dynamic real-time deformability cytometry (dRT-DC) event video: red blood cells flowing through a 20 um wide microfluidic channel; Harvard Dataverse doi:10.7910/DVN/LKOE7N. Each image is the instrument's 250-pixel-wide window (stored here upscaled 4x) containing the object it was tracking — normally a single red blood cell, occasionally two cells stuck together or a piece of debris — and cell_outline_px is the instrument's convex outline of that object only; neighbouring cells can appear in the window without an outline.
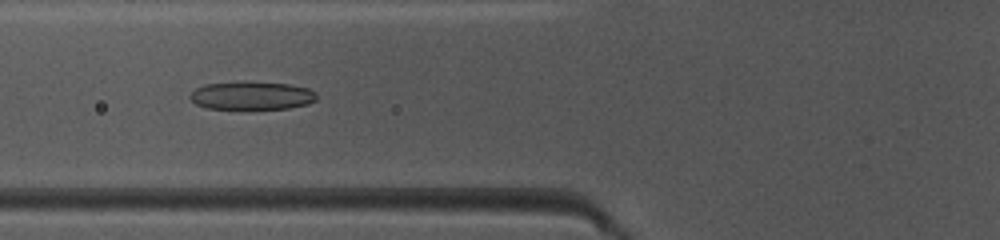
{"species": "common noctule bat (a hibernating species)", "species_latin": "Nyctalus noctula", "temperature_condition": "warm", "stored_images_in_passage": 47, "camera_frame_rate_fps": 3000, "um_per_image_px": 0.085, "animal": {"sex": "female", "body_mass_g": 10.0, "forearm_length_mm": 53.1}, "frame": {"image": 1, "passage_image": 18, "time_ms": 5.667, "image_size_px": [1000, 240], "cell_outline_px": [[316, 100], [308, 104], [288, 108], [208, 108], [196, 104], [188, 96], [196, 88], [204, 84], [288, 84], [308, 88], [316, 92]], "centroid_in_image_um": [21.42, 8.16], "position_along_channel_um": 104.4, "area_um2": 19.71}}
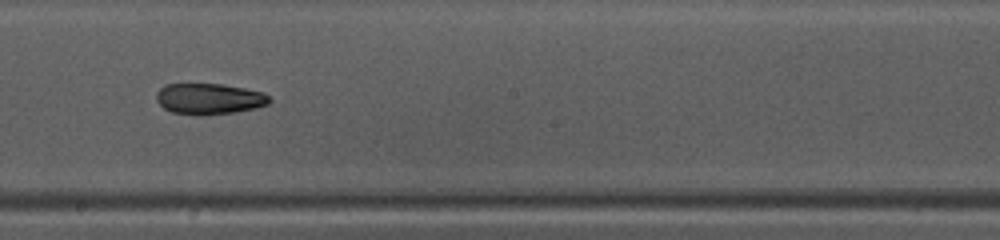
{"frame": {"image": 2, "passage_image": 27, "time_ms": 8.667, "image_size_px": [1000, 240], "cell_outline_px": [[272, 100], [268, 104], [256, 108], [236, 112], [204, 116], [196, 116], [172, 112], [164, 108], [156, 100], [156, 92], [164, 84], [224, 84], [264, 92]], "centroid_in_image_um": [17.78, 8.41], "position_along_channel_um": 230.4, "area_um2": 20.75}}
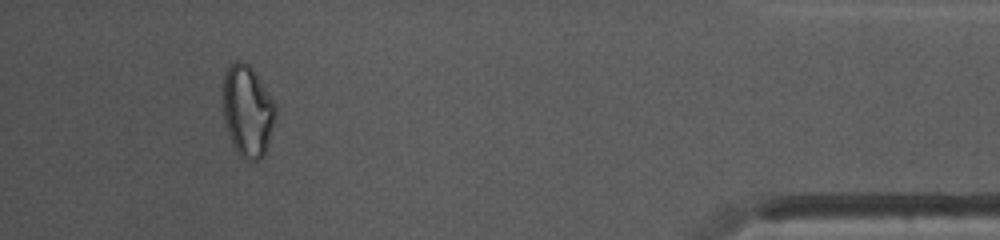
{"frame": {"image": 3, "passage_image": 44, "time_ms": 14.333, "image_size_px": [1000, 240], "cell_outline_px": [[276, 116], [264, 156], [256, 160], [244, 160], [236, 152], [232, 144], [224, 120], [224, 72], [228, 64], [236, 60], [244, 60], [252, 68], [276, 104]], "centroid_in_image_um": [21.04, 9.42], "position_along_channel_um": 414.2, "area_um2": 28.09}}